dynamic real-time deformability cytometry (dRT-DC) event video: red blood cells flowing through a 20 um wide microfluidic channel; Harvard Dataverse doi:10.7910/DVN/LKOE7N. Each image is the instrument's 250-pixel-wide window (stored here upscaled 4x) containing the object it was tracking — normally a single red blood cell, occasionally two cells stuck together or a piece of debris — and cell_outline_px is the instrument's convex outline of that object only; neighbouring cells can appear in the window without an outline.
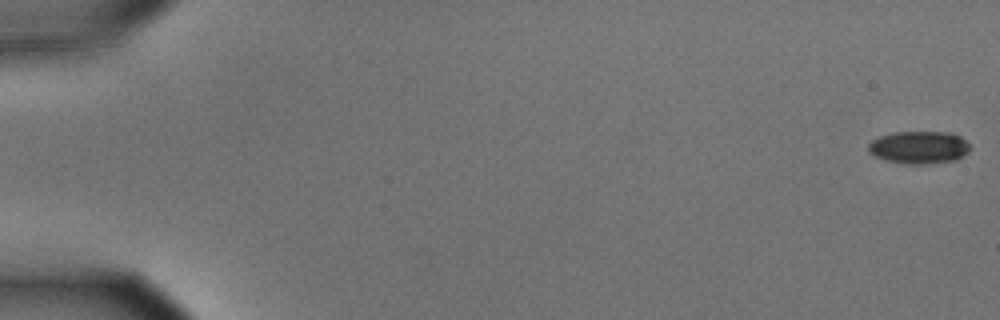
{"species": "common noctule bat (a hibernating species)", "species_latin": "Nyctalus noctula", "temperature_condition": "cold", "stored_images_in_passage": 35, "camera_frame_rate_fps": 3000, "um_per_image_px": 0.085, "animal": {"sex": "male", "body_mass_g": 15.6}, "frame": {"image": 1, "passage_image": 1, "time_ms": 0.0, "image_size_px": [1000, 320], "cell_outline_px": [[968, 152], [956, 160], [924, 164], [904, 164], [884, 160], [868, 152], [868, 144], [872, 140], [880, 136], [892, 132], [948, 132], [960, 136], [968, 144]], "centroid_in_image_um": [78.08, 12.53], "position_along_channel_um": 6.9, "area_um2": 19.31}}
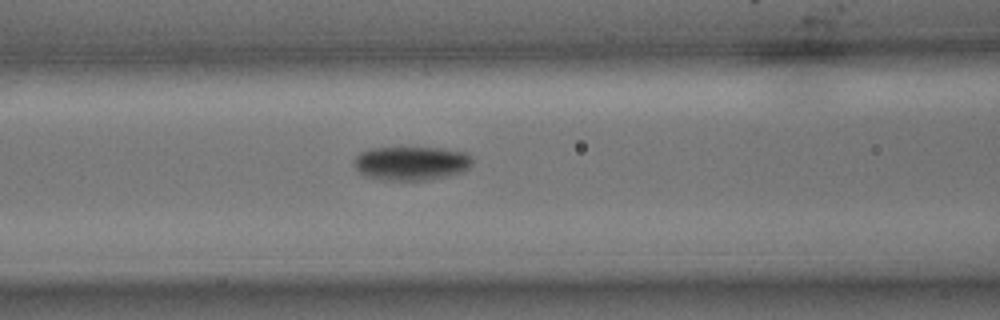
{"frame": {"image": 2, "passage_image": 25, "time_ms": 8.0, "image_size_px": [1000, 320], "cell_outline_px": [[472, 164], [464, 172], [448, 176], [424, 180], [384, 180], [364, 176], [352, 164], [352, 160], [360, 152], [372, 148], [436, 148], [464, 152], [472, 160]], "centroid_in_image_um": [34.91, 13.89], "position_along_channel_um": 131.7, "area_um2": 23.35}}
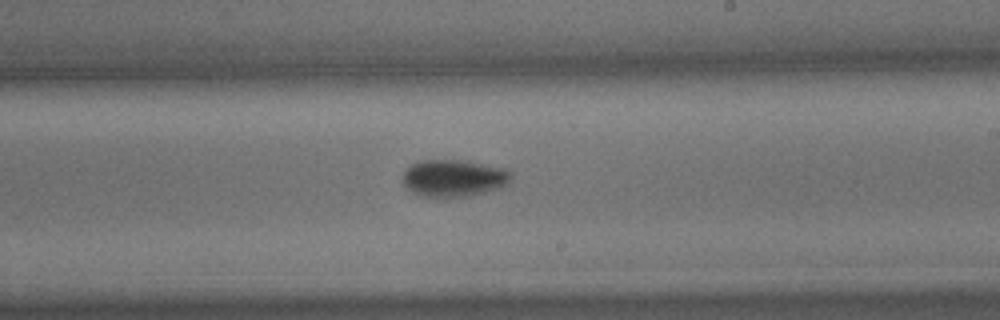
{"frame": {"image": 3, "passage_image": 35, "time_ms": 11.333, "image_size_px": [1000, 320], "cell_outline_px": [[512, 180], [508, 184], [500, 188], [472, 196], [444, 200], [420, 196], [412, 192], [404, 184], [404, 172], [412, 164], [424, 160], [460, 160], [504, 168], [512, 172]], "centroid_in_image_um": [38.6, 15.19], "position_along_channel_um": 250.4, "area_um2": 23.99}}